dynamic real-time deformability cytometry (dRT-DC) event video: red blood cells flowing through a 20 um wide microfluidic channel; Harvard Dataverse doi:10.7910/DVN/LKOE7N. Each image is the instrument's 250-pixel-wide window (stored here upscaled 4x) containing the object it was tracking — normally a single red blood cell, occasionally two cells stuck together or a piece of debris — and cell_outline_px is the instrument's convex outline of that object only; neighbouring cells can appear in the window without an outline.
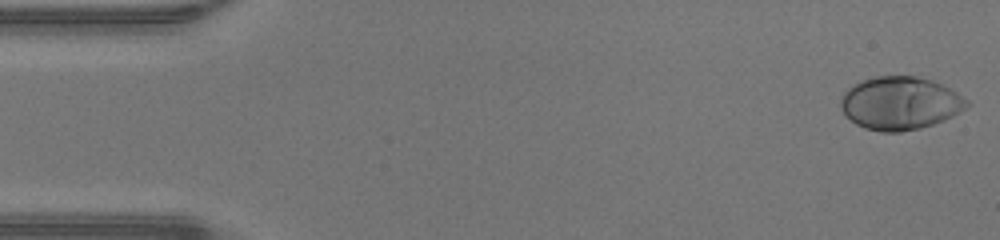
{"species": "human", "species_latin": "Homo sapiens", "temperature_condition": "warm", "stored_images_in_passage": 47, "camera_frame_rate_fps": 3000, "um_per_image_px": 0.085, "donor": {"sex": "male"}, "frame": {"image": 1, "passage_image": 1, "time_ms": 0.0, "image_size_px": [1000, 240], "cell_outline_px": [[972, 104], [952, 116], [944, 120], [920, 128], [900, 132], [880, 132], [864, 128], [856, 124], [840, 108], [840, 100], [844, 92], [848, 88], [864, 80], [876, 76], [916, 76], [932, 80], [956, 92], [968, 100]], "centroid_in_image_um": [76.51, 8.78], "position_along_channel_um": 8.5, "area_um2": 38.78}}
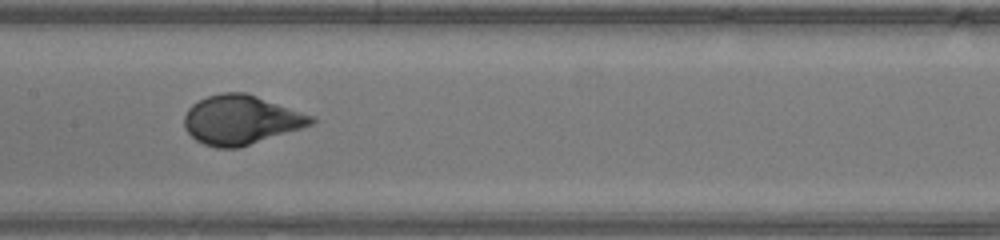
{"frame": {"image": 2, "passage_image": 23, "time_ms": 7.333, "image_size_px": [1000, 240], "cell_outline_px": [[316, 124], [240, 148], [216, 148], [204, 144], [196, 140], [184, 128], [184, 116], [188, 108], [192, 104], [208, 96], [220, 92], [244, 92], [256, 96], [312, 116], [316, 120]], "centroid_in_image_um": [20.47, 10.21], "position_along_channel_um": 186.9, "area_um2": 36.41}}
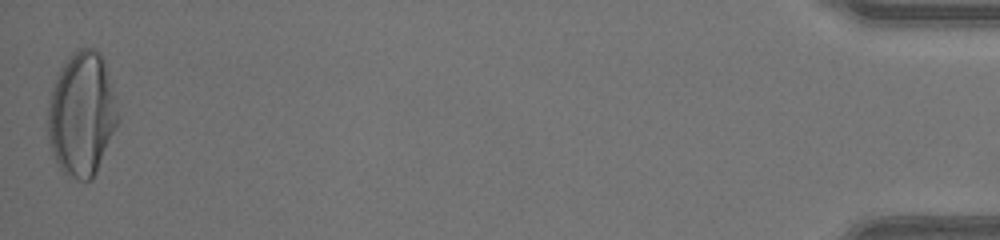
{"frame": {"image": 3, "passage_image": 47, "time_ms": 15.333, "image_size_px": [1000, 240], "cell_outline_px": [[120, 120], [96, 172], [92, 180], [80, 180], [68, 176], [60, 168], [52, 152], [48, 140], [48, 104], [52, 88], [56, 76], [60, 68], [68, 56], [80, 48], [96, 48], [100, 52], [104, 60], [112, 84], [120, 116]], "centroid_in_image_um": [6.97, 9.68], "position_along_channel_um": 428.2, "area_um2": 50.98}, "authors_computed_cell_mechanics": {"area_um2": 37.3388, "velocity_mm_per_s": 4.3166, "shape_relaxation_time_tau1_ms": 3.8721, "shape_relaxation_time_tau2_ms": null, "deformation_change_tau1": 0.2341, "deformation_change_tau2": null}}